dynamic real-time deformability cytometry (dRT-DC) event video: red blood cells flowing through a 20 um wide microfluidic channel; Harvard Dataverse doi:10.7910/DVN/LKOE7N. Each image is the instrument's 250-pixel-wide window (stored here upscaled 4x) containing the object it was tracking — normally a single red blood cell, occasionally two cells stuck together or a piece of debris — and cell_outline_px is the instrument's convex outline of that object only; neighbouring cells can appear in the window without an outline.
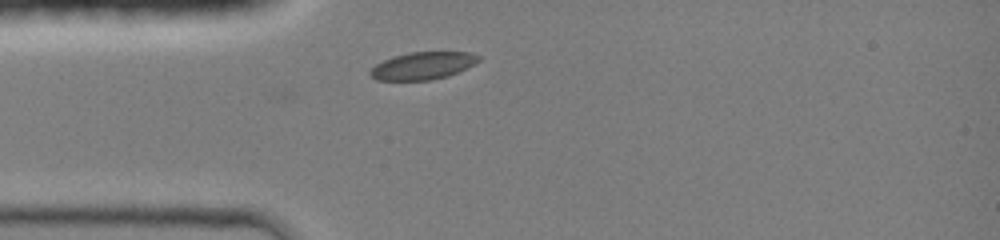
{"species": "common noctule bat (a hibernating species)", "species_latin": "Nyctalus noctula", "temperature_condition": "room temperature", "stored_images_in_passage": 29, "camera_frame_rate_fps": 3000, "um_per_image_px": 0.085, "animal": {"sex": "female", "body_mass_g": 19.0, "forearm_length_mm": 51.5}, "frame": {"image": 1, "passage_image": 1, "time_ms": 0.0, "image_size_px": [1000, 240], "cell_outline_px": [[480, 60], [448, 76], [432, 80], [376, 80], [368, 72], [376, 64], [392, 56], [408, 52], [468, 52], [480, 56]], "centroid_in_image_um": [35.9, 5.58], "position_along_channel_um": 49.1, "area_um2": 17.17}}
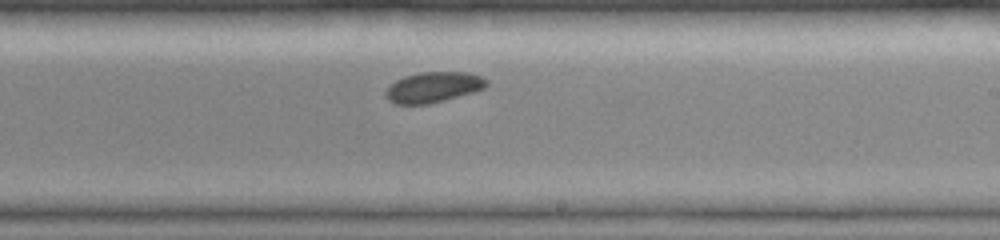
{"frame": {"image": 2, "passage_image": 16, "time_ms": 5.0, "image_size_px": [1000, 240], "cell_outline_px": [[488, 84], [484, 88], [472, 92], [444, 100], [428, 104], [392, 104], [384, 96], [384, 92], [396, 80], [404, 76], [420, 72], [468, 72], [484, 76], [488, 80]], "centroid_in_image_um": [36.83, 7.4], "position_along_channel_um": 252.2, "area_um2": 18.03}}
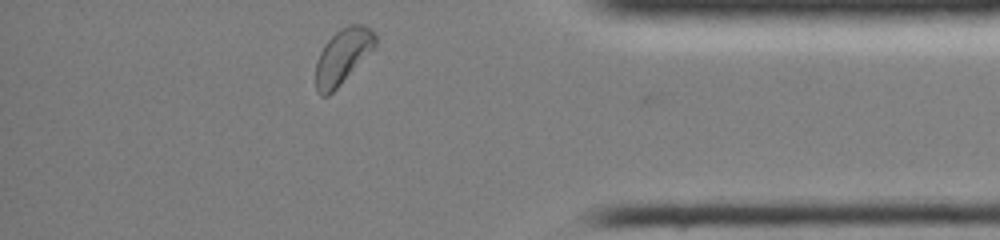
{"frame": {"image": 3, "passage_image": 28, "time_ms": 9.0, "image_size_px": [1000, 240], "cell_outline_px": [[376, 44], [340, 84], [328, 96], [320, 96], [316, 92], [316, 60], [324, 44], [340, 28], [348, 24], [360, 24], [368, 28], [376, 36]], "centroid_in_image_um": [29.07, 4.78], "position_along_channel_um": 406.1, "area_um2": 18.61}, "authors_computed_cell_mechanics": {"area_um2": 18.207, "velocity_mm_per_s": 4.1999, "shape_relaxation_time_tau1_ms": 1.997, "shape_relaxation_time_tau2_ms": null, "deformation_change_tau1": 0.0436, "deformation_change_tau2": null}}